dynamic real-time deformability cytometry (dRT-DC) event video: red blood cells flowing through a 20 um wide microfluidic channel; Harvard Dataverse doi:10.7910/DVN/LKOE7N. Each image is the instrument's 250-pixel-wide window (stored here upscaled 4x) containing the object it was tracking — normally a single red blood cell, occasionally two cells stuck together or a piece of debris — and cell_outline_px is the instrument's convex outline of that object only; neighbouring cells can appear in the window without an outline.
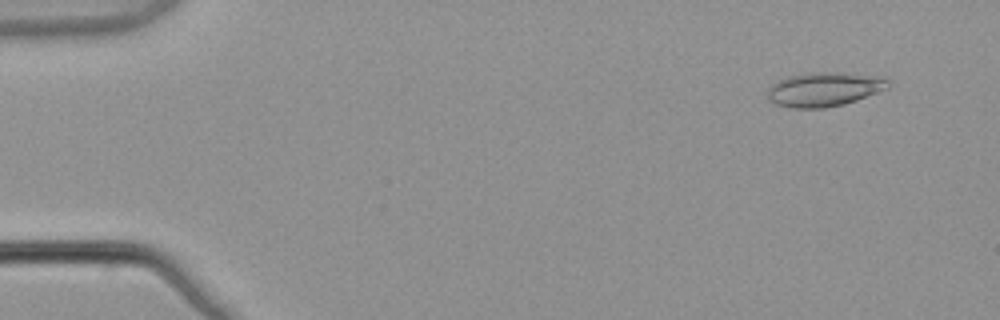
{"species": "common noctule bat (a hibernating species)", "species_latin": "Nyctalus noctula", "temperature_condition": "warm", "stored_images_in_passage": 14, "camera_frame_rate_fps": 3000, "um_per_image_px": 0.085, "animal": {"sex": "male", "body_mass_g": 21.5, "forearm_length_mm": 52.0}, "frame": {"image": 1, "passage_image": 3, "time_ms": 0.667, "image_size_px": [1000, 320], "cell_outline_px": [[888, 88], [856, 100], [844, 104], [824, 108], [792, 108], [776, 104], [768, 100], [768, 88], [776, 80], [788, 76], [812, 72], [840, 72], [872, 76], [888, 80]], "centroid_in_image_um": [69.98, 7.59], "position_along_channel_um": 15.0, "area_um2": 23.87}}